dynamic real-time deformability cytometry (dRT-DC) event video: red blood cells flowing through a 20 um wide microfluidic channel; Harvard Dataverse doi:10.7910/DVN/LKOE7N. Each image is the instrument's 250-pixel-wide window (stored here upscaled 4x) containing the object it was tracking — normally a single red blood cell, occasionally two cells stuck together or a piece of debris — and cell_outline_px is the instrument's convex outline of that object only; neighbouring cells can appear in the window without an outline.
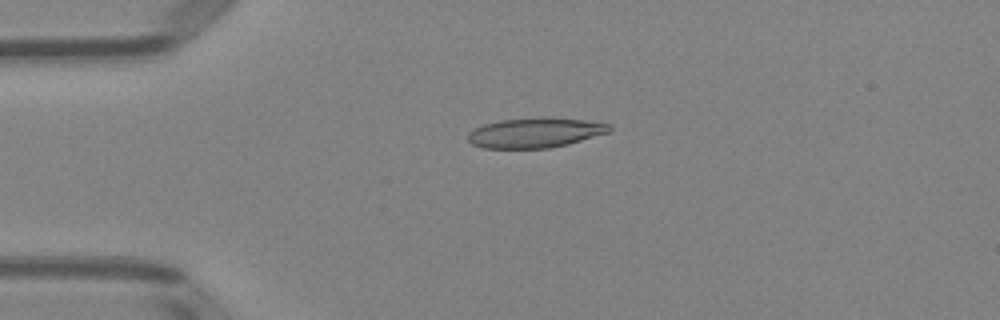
{"species": "Egyptian fruit bat (a non-hibernating species)", "species_latin": "Rousettus aegyptiacus", "temperature_condition": "room temperature", "stored_images_in_passage": 41, "segment_of_instrument_passage": [1, 2], "camera_frame_rate_fps": 3000, "um_per_image_px": 0.085, "animal": {"sex": "female"}, "frame": {"image": 1, "passage_image": 2, "time_ms": 0.333, "image_size_px": [1000, 320], "cell_outline_px": [[612, 128], [608, 132], [568, 144], [548, 148], [484, 148], [472, 144], [468, 140], [468, 132], [484, 124], [500, 120], [544, 116], [584, 120], [612, 124]], "centroid_in_image_um": [45.49, 11.27], "position_along_channel_um": 39.5, "area_um2": 24.74}}
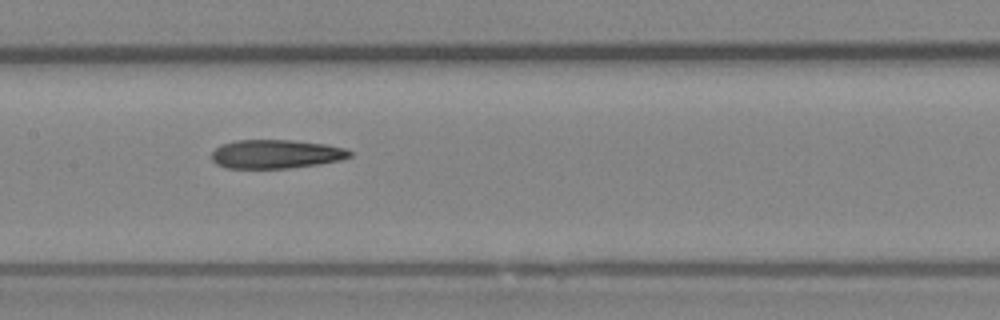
{"frame": {"image": 2, "passage_image": 15, "time_ms": 4.667, "image_size_px": [1000, 320], "cell_outline_px": [[352, 156], [340, 160], [320, 164], [288, 168], [228, 168], [216, 164], [212, 160], [212, 152], [220, 144], [236, 140], [296, 140], [328, 144], [344, 148], [352, 152]], "centroid_in_image_um": [23.47, 13.09], "position_along_channel_um": 183.9, "area_um2": 23.35}}
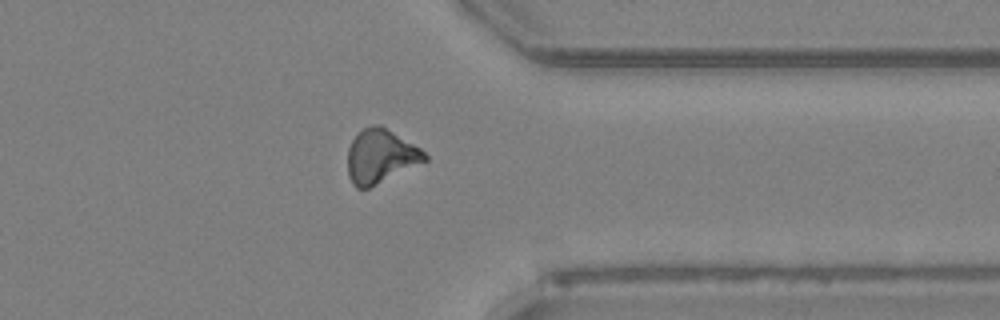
{"frame": {"image": 3, "passage_image": 30, "time_ms": 9.667, "image_size_px": [1000, 320], "cell_outline_px": [[428, 160], [368, 188], [356, 188], [352, 184], [348, 176], [348, 148], [356, 132], [372, 124], [380, 124], [420, 148], [428, 156]], "centroid_in_image_um": [32.32, 13.27], "position_along_channel_um": 379.1, "area_um2": 24.16}}